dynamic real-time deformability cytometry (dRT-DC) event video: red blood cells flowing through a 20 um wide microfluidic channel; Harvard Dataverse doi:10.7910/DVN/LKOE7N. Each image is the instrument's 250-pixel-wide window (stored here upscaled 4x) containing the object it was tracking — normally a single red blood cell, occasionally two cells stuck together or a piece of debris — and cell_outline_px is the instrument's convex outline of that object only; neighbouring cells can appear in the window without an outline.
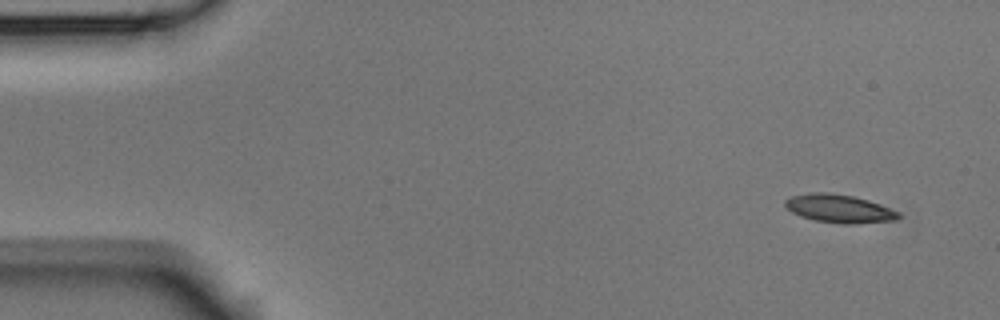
{"species": "Egyptian fruit bat (a non-hibernating species)", "species_latin": "Rousettus aegyptiacus", "temperature_condition": "room temperature", "stored_images_in_passage": 4, "camera_frame_rate_fps": 3000, "um_per_image_px": 0.085, "animal": {"sex": "male"}, "frame": {"image": 1, "passage_image": 1, "time_ms": 0.0, "image_size_px": [1000, 320], "cell_outline_px": [[900, 216], [896, 220], [856, 224], [840, 224], [816, 220], [800, 216], [792, 212], [784, 204], [784, 200], [792, 196], [808, 192], [828, 192], [852, 196], [868, 200], [880, 204], [900, 212]], "centroid_in_image_um": [71.34, 17.73], "position_along_channel_um": 13.7, "area_um2": 18.73}}